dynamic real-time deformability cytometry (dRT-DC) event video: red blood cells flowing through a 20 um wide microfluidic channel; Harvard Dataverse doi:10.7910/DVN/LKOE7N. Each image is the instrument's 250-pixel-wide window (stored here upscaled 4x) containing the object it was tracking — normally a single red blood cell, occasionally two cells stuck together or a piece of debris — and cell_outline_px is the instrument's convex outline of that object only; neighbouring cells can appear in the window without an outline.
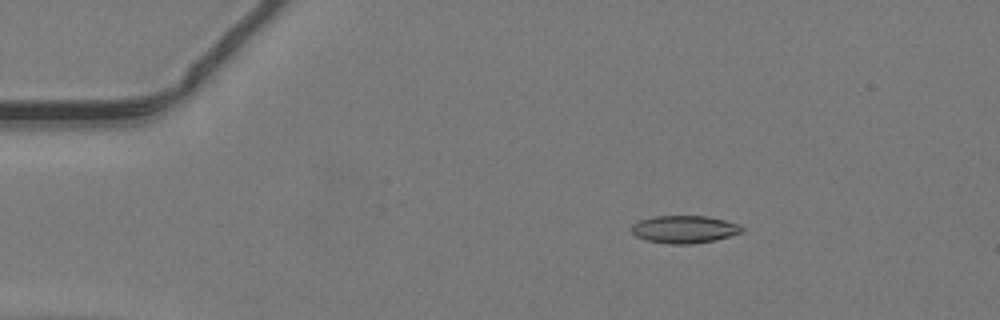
{"species": "common noctule bat (a hibernating species)", "species_latin": "Nyctalus noctula", "temperature_condition": "warm", "stored_images_in_passage": 48, "camera_frame_rate_fps": 3000, "um_per_image_px": 0.085, "animal": {"sex": "male", "body_mass_g": 19.2, "forearm_length_mm": 51.8}, "frame": {"image": 1, "passage_image": 9, "time_ms": 2.667, "image_size_px": [1000, 320], "cell_outline_px": [[744, 228], [740, 232], [716, 240], [692, 244], [668, 244], [644, 240], [636, 236], [632, 232], [632, 224], [640, 220], [652, 216], [708, 216], [740, 224]], "centroid_in_image_um": [58.14, 19.49], "position_along_channel_um": 26.9, "area_um2": 17.8}}
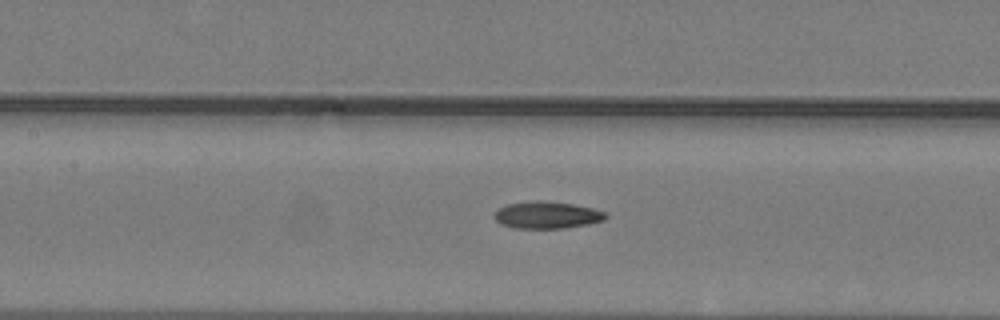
{"frame": {"image": 2, "passage_image": 23, "time_ms": 7.333, "image_size_px": [1000, 320], "cell_outline_px": [[608, 216], [604, 220], [588, 224], [560, 228], [516, 228], [500, 224], [492, 216], [492, 212], [496, 208], [508, 204], [528, 200], [540, 200], [572, 204], [592, 208], [604, 212]], "centroid_in_image_um": [46.41, 18.26], "position_along_channel_um": 161.0, "area_um2": 17.69}}
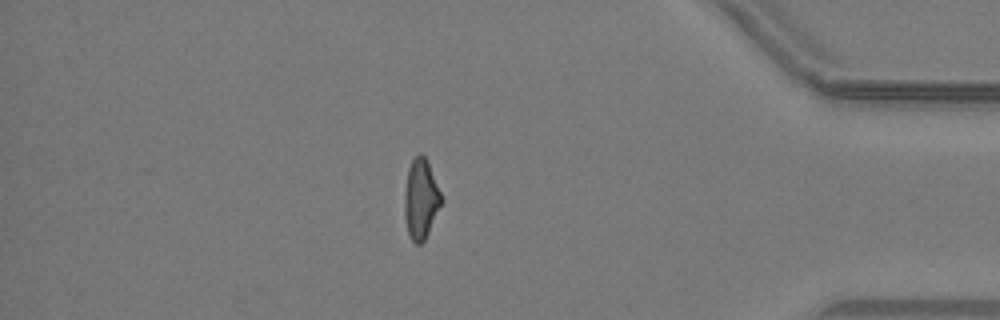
{"frame": {"image": 3, "passage_image": 42, "time_ms": 13.667, "image_size_px": [1000, 320], "cell_outline_px": [[444, 200], [424, 240], [420, 244], [416, 244], [412, 240], [408, 232], [404, 216], [404, 192], [408, 168], [412, 160], [420, 152], [424, 156], [428, 164]], "centroid_in_image_um": [35.76, 16.92], "position_along_channel_um": 399.4, "area_um2": 17.05}}